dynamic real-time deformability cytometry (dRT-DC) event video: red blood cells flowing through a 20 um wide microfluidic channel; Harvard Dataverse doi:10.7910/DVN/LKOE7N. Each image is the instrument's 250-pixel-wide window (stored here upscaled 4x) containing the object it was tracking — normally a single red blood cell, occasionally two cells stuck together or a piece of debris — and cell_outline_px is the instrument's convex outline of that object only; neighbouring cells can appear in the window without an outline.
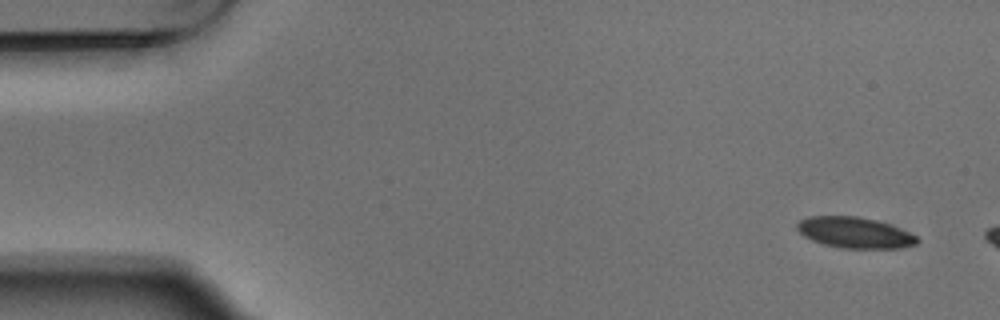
{"species": "Egyptian fruit bat (a non-hibernating species)", "species_latin": "Rousettus aegyptiacus", "temperature_condition": "warm", "stored_images_in_passage": 3, "camera_frame_rate_fps": 3000, "um_per_image_px": 0.085, "animal": {"sex": "male"}, "frame": {"image": 1, "passage_image": 1, "time_ms": 0.0, "image_size_px": [1000, 320], "cell_outline_px": [[920, 240], [916, 244], [896, 248], [840, 248], [824, 244], [812, 240], [804, 236], [796, 228], [796, 224], [800, 220], [808, 216], [860, 216], [876, 220], [900, 228], [916, 236]], "centroid_in_image_um": [72.63, 19.76], "position_along_channel_um": 12.4, "area_um2": 21.56}}